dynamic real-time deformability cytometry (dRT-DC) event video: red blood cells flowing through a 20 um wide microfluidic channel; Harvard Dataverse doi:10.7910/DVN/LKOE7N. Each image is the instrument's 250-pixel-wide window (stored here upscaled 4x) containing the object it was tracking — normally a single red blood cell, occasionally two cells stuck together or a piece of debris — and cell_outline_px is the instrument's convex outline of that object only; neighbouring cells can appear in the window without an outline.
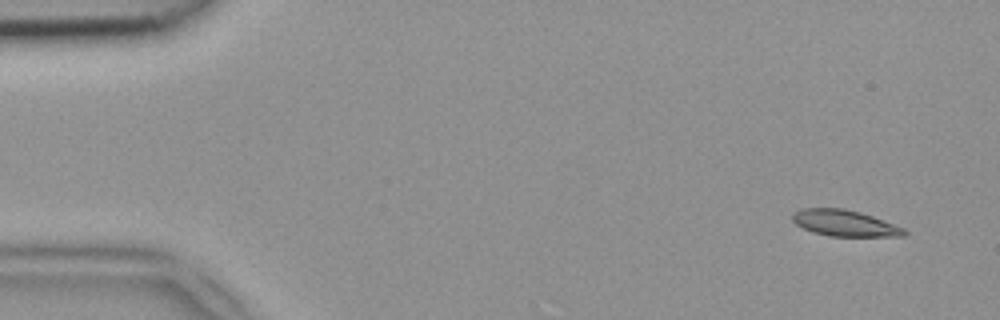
{"species": "common noctule bat (a hibernating species)", "species_latin": "Nyctalus noctula", "temperature_condition": "room temperature", "stored_images_in_passage": 48, "camera_frame_rate_fps": 3000, "um_per_image_px": 0.085, "animal": {"sex": "female", "body_mass_g": 18.4}, "frame": {"image": 1, "passage_image": 2, "time_ms": 0.333, "image_size_px": [1000, 320], "cell_outline_px": [[908, 232], [904, 236], [828, 236], [812, 232], [796, 224], [792, 220], [792, 216], [800, 208], [844, 208], [860, 212], [872, 216], [904, 228]], "centroid_in_image_um": [71.79, 18.96], "position_along_channel_um": 13.2, "area_um2": 16.99}}
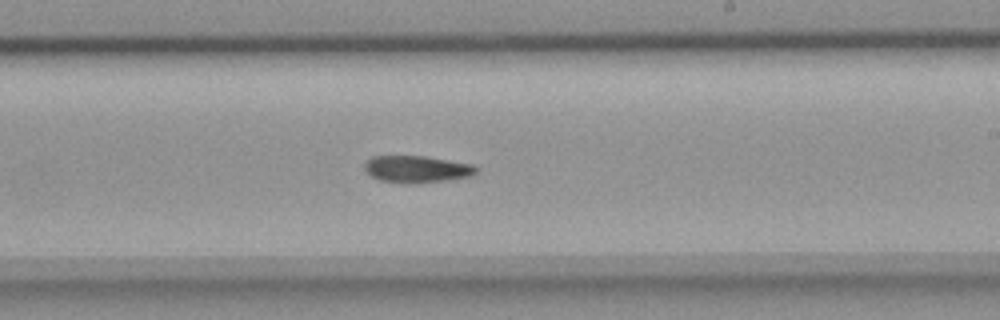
{"frame": {"image": 2, "passage_image": 28, "time_ms": 9.0, "image_size_px": [1000, 320], "cell_outline_px": [[480, 168], [472, 176], [444, 180], [380, 180], [372, 176], [364, 168], [364, 164], [372, 156], [424, 156], [476, 164]], "centroid_in_image_um": [35.52, 14.31], "position_along_channel_um": 253.5, "area_um2": 16.65}}
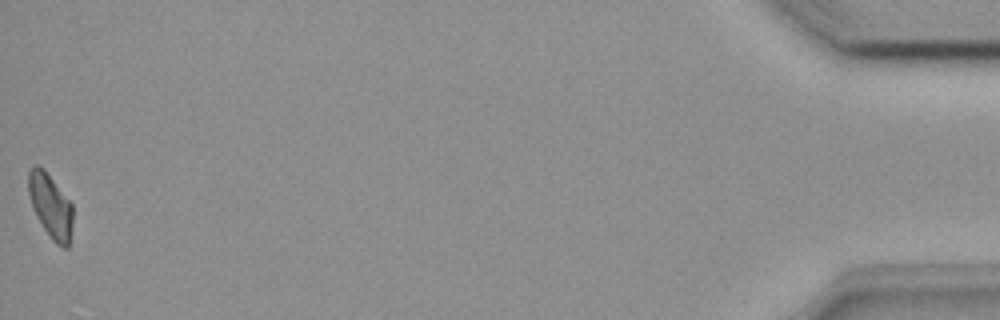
{"frame": {"image": 3, "passage_image": 48, "time_ms": 15.667, "image_size_px": [1000, 320], "cell_outline_px": [[72, 224], [68, 248], [64, 248], [56, 244], [52, 240], [36, 216], [32, 208], [28, 192], [28, 172], [36, 164], [44, 168], [72, 204]], "centroid_in_image_um": [4.28, 17.49], "position_along_channel_um": 430.9, "area_um2": 16.53}}